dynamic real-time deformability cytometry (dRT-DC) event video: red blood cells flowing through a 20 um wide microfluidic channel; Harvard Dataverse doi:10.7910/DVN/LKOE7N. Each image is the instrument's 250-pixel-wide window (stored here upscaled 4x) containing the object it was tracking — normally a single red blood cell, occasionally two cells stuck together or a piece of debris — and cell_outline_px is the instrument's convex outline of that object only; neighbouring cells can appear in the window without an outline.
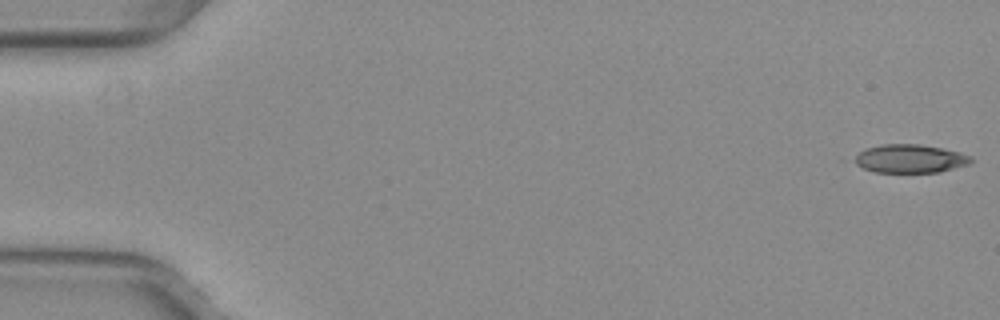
{"species": "common noctule bat (a hibernating species)", "species_latin": "Nyctalus noctula", "temperature_condition": "warm", "stored_images_in_passage": 12, "camera_frame_rate_fps": 3000, "um_per_image_px": 0.085, "animal": {"sex": "female", "body_mass_g": 29.2, "forearm_length_mm": 56.3}, "frame": {"image": 1, "passage_image": 1, "time_ms": 0.0, "image_size_px": [1000, 320], "cell_outline_px": [[972, 164], [940, 172], [876, 172], [840, 160], [864, 148], [880, 144], [920, 144], [960, 152], [972, 156]], "centroid_in_image_um": [77.18, 13.48], "position_along_channel_um": 7.8, "area_um2": 20.23}}